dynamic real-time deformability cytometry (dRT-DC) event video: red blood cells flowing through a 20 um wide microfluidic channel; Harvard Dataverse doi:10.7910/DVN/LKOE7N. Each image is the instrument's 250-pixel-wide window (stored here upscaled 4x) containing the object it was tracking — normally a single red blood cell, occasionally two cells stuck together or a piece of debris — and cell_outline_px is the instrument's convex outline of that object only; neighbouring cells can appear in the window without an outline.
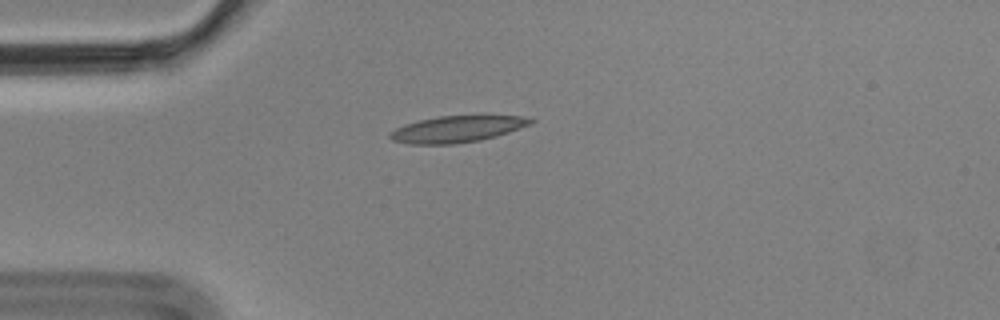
{"species": "Egyptian fruit bat (a non-hibernating species)", "species_latin": "Rousettus aegyptiacus", "temperature_condition": "cold", "stored_images_in_passage": 4, "camera_frame_rate_fps": 3000, "um_per_image_px": 0.085, "animal": {"sex": "male"}, "frame": {"image": 1, "passage_image": 1, "time_ms": 0.0, "image_size_px": [1000, 320], "cell_outline_px": [[536, 120], [532, 124], [496, 136], [480, 140], [452, 144], [408, 144], [392, 140], [388, 136], [388, 132], [404, 124], [436, 116], [484, 112], [524, 116]], "centroid_in_image_um": [38.94, 10.9], "position_along_channel_um": 46.1, "area_um2": 22.95}}
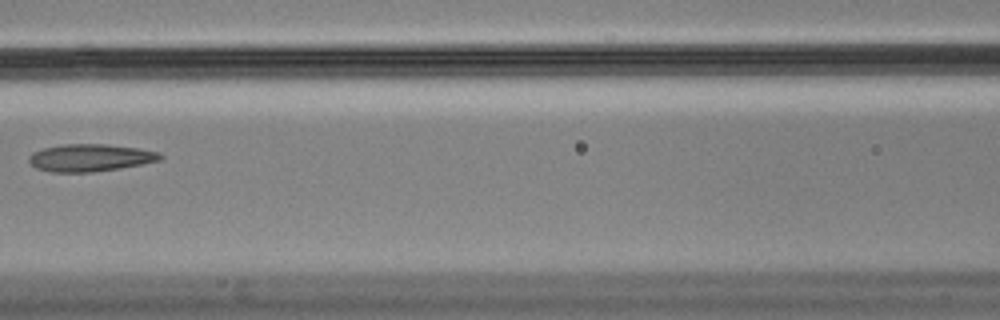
{"frame": {"image": 2, "passage_image": 4, "time_ms": 1.0, "image_size_px": [1000, 320], "cell_outline_px": [[164, 156], [160, 160], [120, 168], [92, 172], [48, 172], [36, 168], [28, 160], [28, 156], [32, 152], [44, 148], [64, 144], [108, 144], [140, 148], [160, 152]], "centroid_in_image_um": [7.67, 13.4], "position_along_channel_um": 158.9, "area_um2": 21.04}}